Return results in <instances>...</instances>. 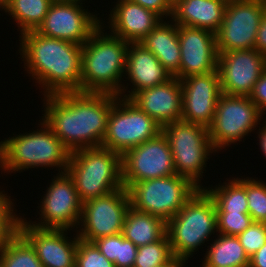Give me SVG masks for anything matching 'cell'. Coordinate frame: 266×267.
Masks as SVG:
<instances>
[{"label":"cell","instance_id":"1","mask_svg":"<svg viewBox=\"0 0 266 267\" xmlns=\"http://www.w3.org/2000/svg\"><path fill=\"white\" fill-rule=\"evenodd\" d=\"M44 99L42 121L70 153L101 147L115 94L75 91L45 95Z\"/></svg>","mask_w":266,"mask_h":267},{"label":"cell","instance_id":"2","mask_svg":"<svg viewBox=\"0 0 266 267\" xmlns=\"http://www.w3.org/2000/svg\"><path fill=\"white\" fill-rule=\"evenodd\" d=\"M19 53L45 95L81 91L82 45L39 34H21Z\"/></svg>","mask_w":266,"mask_h":267},{"label":"cell","instance_id":"3","mask_svg":"<svg viewBox=\"0 0 266 267\" xmlns=\"http://www.w3.org/2000/svg\"><path fill=\"white\" fill-rule=\"evenodd\" d=\"M102 24L82 45L81 91L124 95V76L129 42L104 33ZM123 88V89H122ZM126 88V89H125Z\"/></svg>","mask_w":266,"mask_h":267},{"label":"cell","instance_id":"4","mask_svg":"<svg viewBox=\"0 0 266 267\" xmlns=\"http://www.w3.org/2000/svg\"><path fill=\"white\" fill-rule=\"evenodd\" d=\"M37 131L19 134L0 142V168L7 172L56 167L66 172L70 151L42 121ZM60 169L61 172H60Z\"/></svg>","mask_w":266,"mask_h":267},{"label":"cell","instance_id":"5","mask_svg":"<svg viewBox=\"0 0 266 267\" xmlns=\"http://www.w3.org/2000/svg\"><path fill=\"white\" fill-rule=\"evenodd\" d=\"M66 172L82 203L123 187L121 155L102 146L71 152Z\"/></svg>","mask_w":266,"mask_h":267},{"label":"cell","instance_id":"6","mask_svg":"<svg viewBox=\"0 0 266 267\" xmlns=\"http://www.w3.org/2000/svg\"><path fill=\"white\" fill-rule=\"evenodd\" d=\"M216 232V206L204 188L198 189L176 215L167 221L166 234L173 255L185 263Z\"/></svg>","mask_w":266,"mask_h":267},{"label":"cell","instance_id":"7","mask_svg":"<svg viewBox=\"0 0 266 267\" xmlns=\"http://www.w3.org/2000/svg\"><path fill=\"white\" fill-rule=\"evenodd\" d=\"M161 132L171 149L176 174L203 189L199 181L204 176L206 161L211 153L218 152L211 143L208 128L180 120L165 125L161 128Z\"/></svg>","mask_w":266,"mask_h":267},{"label":"cell","instance_id":"8","mask_svg":"<svg viewBox=\"0 0 266 267\" xmlns=\"http://www.w3.org/2000/svg\"><path fill=\"white\" fill-rule=\"evenodd\" d=\"M198 189L187 178L175 174L134 183L127 191L130 207L160 217L167 222Z\"/></svg>","mask_w":266,"mask_h":267},{"label":"cell","instance_id":"9","mask_svg":"<svg viewBox=\"0 0 266 267\" xmlns=\"http://www.w3.org/2000/svg\"><path fill=\"white\" fill-rule=\"evenodd\" d=\"M161 126L129 99L116 95L107 119V132L101 146L121 156L128 150L155 138Z\"/></svg>","mask_w":266,"mask_h":267},{"label":"cell","instance_id":"10","mask_svg":"<svg viewBox=\"0 0 266 267\" xmlns=\"http://www.w3.org/2000/svg\"><path fill=\"white\" fill-rule=\"evenodd\" d=\"M264 115L249 96L221 94L212 124L208 127L209 138L214 149L242 141L250 134Z\"/></svg>","mask_w":266,"mask_h":267},{"label":"cell","instance_id":"11","mask_svg":"<svg viewBox=\"0 0 266 267\" xmlns=\"http://www.w3.org/2000/svg\"><path fill=\"white\" fill-rule=\"evenodd\" d=\"M266 11V0H228L216 32L218 53L255 49L256 34Z\"/></svg>","mask_w":266,"mask_h":267},{"label":"cell","instance_id":"12","mask_svg":"<svg viewBox=\"0 0 266 267\" xmlns=\"http://www.w3.org/2000/svg\"><path fill=\"white\" fill-rule=\"evenodd\" d=\"M129 208L130 198L124 186L105 196L83 202L81 228L76 231L78 237L93 242L101 237L122 233Z\"/></svg>","mask_w":266,"mask_h":267},{"label":"cell","instance_id":"13","mask_svg":"<svg viewBox=\"0 0 266 267\" xmlns=\"http://www.w3.org/2000/svg\"><path fill=\"white\" fill-rule=\"evenodd\" d=\"M122 184L128 189L132 184L154 178L175 175L173 155L168 141L160 132L121 156Z\"/></svg>","mask_w":266,"mask_h":267},{"label":"cell","instance_id":"14","mask_svg":"<svg viewBox=\"0 0 266 267\" xmlns=\"http://www.w3.org/2000/svg\"><path fill=\"white\" fill-rule=\"evenodd\" d=\"M56 175L38 206L40 207L39 218L41 221L39 223L31 222V225L42 229H65L68 231L76 226L77 230L82 215V202L68 173L62 172Z\"/></svg>","mask_w":266,"mask_h":267},{"label":"cell","instance_id":"15","mask_svg":"<svg viewBox=\"0 0 266 267\" xmlns=\"http://www.w3.org/2000/svg\"><path fill=\"white\" fill-rule=\"evenodd\" d=\"M82 4L52 2L43 23L36 31L47 37L83 45L103 23L97 15L83 9Z\"/></svg>","mask_w":266,"mask_h":267},{"label":"cell","instance_id":"16","mask_svg":"<svg viewBox=\"0 0 266 267\" xmlns=\"http://www.w3.org/2000/svg\"><path fill=\"white\" fill-rule=\"evenodd\" d=\"M217 71L223 94L249 96L266 69V56L256 49L218 53Z\"/></svg>","mask_w":266,"mask_h":267},{"label":"cell","instance_id":"17","mask_svg":"<svg viewBox=\"0 0 266 267\" xmlns=\"http://www.w3.org/2000/svg\"><path fill=\"white\" fill-rule=\"evenodd\" d=\"M181 51L180 70L174 76L183 79L217 71L216 33L201 28L178 25Z\"/></svg>","mask_w":266,"mask_h":267},{"label":"cell","instance_id":"18","mask_svg":"<svg viewBox=\"0 0 266 267\" xmlns=\"http://www.w3.org/2000/svg\"><path fill=\"white\" fill-rule=\"evenodd\" d=\"M182 85V120L209 127L222 94L218 71L192 75L180 80Z\"/></svg>","mask_w":266,"mask_h":267},{"label":"cell","instance_id":"19","mask_svg":"<svg viewBox=\"0 0 266 267\" xmlns=\"http://www.w3.org/2000/svg\"><path fill=\"white\" fill-rule=\"evenodd\" d=\"M22 218L21 216L18 232L34 248L44 267H75L79 238L77 234L71 240L65 229L37 228L31 225V221Z\"/></svg>","mask_w":266,"mask_h":267},{"label":"cell","instance_id":"20","mask_svg":"<svg viewBox=\"0 0 266 267\" xmlns=\"http://www.w3.org/2000/svg\"><path fill=\"white\" fill-rule=\"evenodd\" d=\"M129 100L161 127L182 120V85L176 77L155 87L137 91Z\"/></svg>","mask_w":266,"mask_h":267},{"label":"cell","instance_id":"21","mask_svg":"<svg viewBox=\"0 0 266 267\" xmlns=\"http://www.w3.org/2000/svg\"><path fill=\"white\" fill-rule=\"evenodd\" d=\"M109 14L113 35L129 43L141 42L161 21L153 11L129 0H118Z\"/></svg>","mask_w":266,"mask_h":267},{"label":"cell","instance_id":"22","mask_svg":"<svg viewBox=\"0 0 266 267\" xmlns=\"http://www.w3.org/2000/svg\"><path fill=\"white\" fill-rule=\"evenodd\" d=\"M124 74L134 85L128 90L129 94L119 96L126 99L137 91L155 87L173 78L155 55L140 43H129Z\"/></svg>","mask_w":266,"mask_h":267},{"label":"cell","instance_id":"23","mask_svg":"<svg viewBox=\"0 0 266 267\" xmlns=\"http://www.w3.org/2000/svg\"><path fill=\"white\" fill-rule=\"evenodd\" d=\"M228 0H177L171 18L181 26L207 29L216 33L223 21Z\"/></svg>","mask_w":266,"mask_h":267},{"label":"cell","instance_id":"24","mask_svg":"<svg viewBox=\"0 0 266 267\" xmlns=\"http://www.w3.org/2000/svg\"><path fill=\"white\" fill-rule=\"evenodd\" d=\"M164 19L141 41L174 77L180 70L178 25Z\"/></svg>","mask_w":266,"mask_h":267},{"label":"cell","instance_id":"25","mask_svg":"<svg viewBox=\"0 0 266 267\" xmlns=\"http://www.w3.org/2000/svg\"><path fill=\"white\" fill-rule=\"evenodd\" d=\"M167 231V222L155 215L130 207L126 213L122 235L137 247L161 240Z\"/></svg>","mask_w":266,"mask_h":267},{"label":"cell","instance_id":"26","mask_svg":"<svg viewBox=\"0 0 266 267\" xmlns=\"http://www.w3.org/2000/svg\"><path fill=\"white\" fill-rule=\"evenodd\" d=\"M207 250L202 267H249L250 257L237 236L219 234Z\"/></svg>","mask_w":266,"mask_h":267},{"label":"cell","instance_id":"27","mask_svg":"<svg viewBox=\"0 0 266 267\" xmlns=\"http://www.w3.org/2000/svg\"><path fill=\"white\" fill-rule=\"evenodd\" d=\"M52 2V0H6L2 10L15 19L20 34H23L39 28Z\"/></svg>","mask_w":266,"mask_h":267},{"label":"cell","instance_id":"28","mask_svg":"<svg viewBox=\"0 0 266 267\" xmlns=\"http://www.w3.org/2000/svg\"><path fill=\"white\" fill-rule=\"evenodd\" d=\"M214 189H204L212 197L216 213H245L249 214L246 196V178L228 180Z\"/></svg>","mask_w":266,"mask_h":267},{"label":"cell","instance_id":"29","mask_svg":"<svg viewBox=\"0 0 266 267\" xmlns=\"http://www.w3.org/2000/svg\"><path fill=\"white\" fill-rule=\"evenodd\" d=\"M0 267H44L31 244L17 232L0 248Z\"/></svg>","mask_w":266,"mask_h":267},{"label":"cell","instance_id":"30","mask_svg":"<svg viewBox=\"0 0 266 267\" xmlns=\"http://www.w3.org/2000/svg\"><path fill=\"white\" fill-rule=\"evenodd\" d=\"M174 257L167 234L159 241L137 249L133 267H158Z\"/></svg>","mask_w":266,"mask_h":267},{"label":"cell","instance_id":"31","mask_svg":"<svg viewBox=\"0 0 266 267\" xmlns=\"http://www.w3.org/2000/svg\"><path fill=\"white\" fill-rule=\"evenodd\" d=\"M246 196L249 214L254 222L266 223V184L246 178Z\"/></svg>","mask_w":266,"mask_h":267},{"label":"cell","instance_id":"32","mask_svg":"<svg viewBox=\"0 0 266 267\" xmlns=\"http://www.w3.org/2000/svg\"><path fill=\"white\" fill-rule=\"evenodd\" d=\"M10 197L0 191V248L18 232L21 219L14 213Z\"/></svg>","mask_w":266,"mask_h":267},{"label":"cell","instance_id":"33","mask_svg":"<svg viewBox=\"0 0 266 267\" xmlns=\"http://www.w3.org/2000/svg\"><path fill=\"white\" fill-rule=\"evenodd\" d=\"M75 267H115L93 242L78 238Z\"/></svg>","mask_w":266,"mask_h":267},{"label":"cell","instance_id":"34","mask_svg":"<svg viewBox=\"0 0 266 267\" xmlns=\"http://www.w3.org/2000/svg\"><path fill=\"white\" fill-rule=\"evenodd\" d=\"M217 232L228 236H238L252 223L250 214L245 213H216Z\"/></svg>","mask_w":266,"mask_h":267},{"label":"cell","instance_id":"35","mask_svg":"<svg viewBox=\"0 0 266 267\" xmlns=\"http://www.w3.org/2000/svg\"><path fill=\"white\" fill-rule=\"evenodd\" d=\"M250 257L266 243V223L254 222L237 236Z\"/></svg>","mask_w":266,"mask_h":267},{"label":"cell","instance_id":"36","mask_svg":"<svg viewBox=\"0 0 266 267\" xmlns=\"http://www.w3.org/2000/svg\"><path fill=\"white\" fill-rule=\"evenodd\" d=\"M93 243L99 251L111 262H115L119 258L120 251V233L116 235L101 237Z\"/></svg>","mask_w":266,"mask_h":267},{"label":"cell","instance_id":"37","mask_svg":"<svg viewBox=\"0 0 266 267\" xmlns=\"http://www.w3.org/2000/svg\"><path fill=\"white\" fill-rule=\"evenodd\" d=\"M138 247L120 233L119 258L114 262L115 267H133Z\"/></svg>","mask_w":266,"mask_h":267},{"label":"cell","instance_id":"38","mask_svg":"<svg viewBox=\"0 0 266 267\" xmlns=\"http://www.w3.org/2000/svg\"><path fill=\"white\" fill-rule=\"evenodd\" d=\"M149 9L159 15L162 19L172 14V4L168 0H129ZM165 16V17H164Z\"/></svg>","mask_w":266,"mask_h":267},{"label":"cell","instance_id":"39","mask_svg":"<svg viewBox=\"0 0 266 267\" xmlns=\"http://www.w3.org/2000/svg\"><path fill=\"white\" fill-rule=\"evenodd\" d=\"M249 98L263 114H266V69L263 71L260 79L255 83Z\"/></svg>","mask_w":266,"mask_h":267},{"label":"cell","instance_id":"40","mask_svg":"<svg viewBox=\"0 0 266 267\" xmlns=\"http://www.w3.org/2000/svg\"><path fill=\"white\" fill-rule=\"evenodd\" d=\"M255 49L266 56V11L261 18L256 34Z\"/></svg>","mask_w":266,"mask_h":267},{"label":"cell","instance_id":"41","mask_svg":"<svg viewBox=\"0 0 266 267\" xmlns=\"http://www.w3.org/2000/svg\"><path fill=\"white\" fill-rule=\"evenodd\" d=\"M249 267H266V243L250 256Z\"/></svg>","mask_w":266,"mask_h":267},{"label":"cell","instance_id":"42","mask_svg":"<svg viewBox=\"0 0 266 267\" xmlns=\"http://www.w3.org/2000/svg\"><path fill=\"white\" fill-rule=\"evenodd\" d=\"M266 120V119H265ZM264 120L263 123V127H261V129L259 128V134H258V138H259V145H260V149L263 152L265 158H266V121Z\"/></svg>","mask_w":266,"mask_h":267},{"label":"cell","instance_id":"43","mask_svg":"<svg viewBox=\"0 0 266 267\" xmlns=\"http://www.w3.org/2000/svg\"><path fill=\"white\" fill-rule=\"evenodd\" d=\"M186 263L176 257H173L168 263H165L158 267H184Z\"/></svg>","mask_w":266,"mask_h":267},{"label":"cell","instance_id":"44","mask_svg":"<svg viewBox=\"0 0 266 267\" xmlns=\"http://www.w3.org/2000/svg\"><path fill=\"white\" fill-rule=\"evenodd\" d=\"M53 2H74V3H82V0H52Z\"/></svg>","mask_w":266,"mask_h":267},{"label":"cell","instance_id":"45","mask_svg":"<svg viewBox=\"0 0 266 267\" xmlns=\"http://www.w3.org/2000/svg\"><path fill=\"white\" fill-rule=\"evenodd\" d=\"M5 5V2L3 0H0V9L2 10Z\"/></svg>","mask_w":266,"mask_h":267},{"label":"cell","instance_id":"46","mask_svg":"<svg viewBox=\"0 0 266 267\" xmlns=\"http://www.w3.org/2000/svg\"><path fill=\"white\" fill-rule=\"evenodd\" d=\"M172 5L177 1V0H168Z\"/></svg>","mask_w":266,"mask_h":267}]
</instances>
